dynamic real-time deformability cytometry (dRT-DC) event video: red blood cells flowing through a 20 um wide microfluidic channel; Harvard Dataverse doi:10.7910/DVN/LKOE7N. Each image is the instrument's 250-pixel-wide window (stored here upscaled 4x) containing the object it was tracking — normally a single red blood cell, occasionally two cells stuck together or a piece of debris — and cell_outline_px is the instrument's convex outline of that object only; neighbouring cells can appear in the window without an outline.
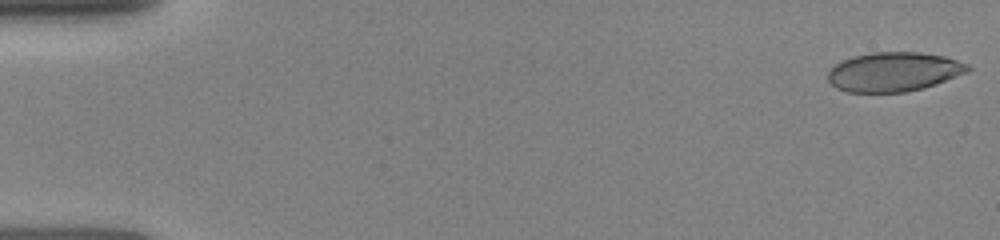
{"species": "human", "species_latin": "Homo sapiens", "temperature_condition": "room temperature", "stored_images_in_passage": 24, "camera_frame_rate_fps": 3000, "um_per_image_px": 0.085, "donor": {"sex": "female"}, "frame": {"image": 1, "passage_image": 1, "time_ms": 0.0, "image_size_px": [1000, 240], "cell_outline_px": [[972, 68], [968, 72], [936, 84], [924, 88], [908, 92], [848, 92], [836, 88], [828, 80], [828, 72], [840, 60], [852, 56], [872, 52], [920, 52], [944, 56], [968, 64]], "centroid_in_image_um": [75.98, 6.1], "position_along_channel_um": 9.0, "area_um2": 32.19}}
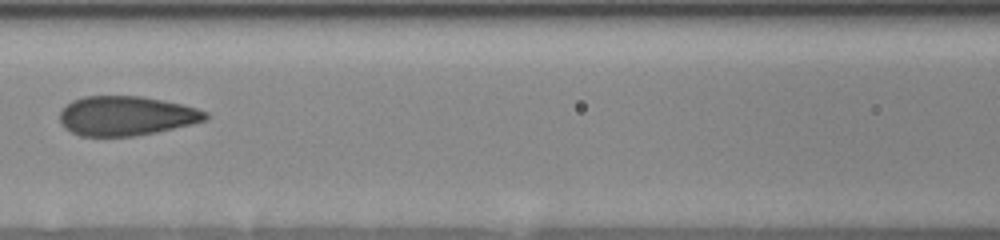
{"frame": {"image": 2, "passage_image": 12, "time_ms": 7.0, "image_size_px": [1000, 240], "cell_outline_px": [[208, 116], [204, 120], [192, 124], [156, 132], [132, 136], [80, 136], [64, 128], [60, 120], [60, 112], [72, 100], [84, 96], [140, 96], [180, 104], [196, 108], [208, 112]], "centroid_in_image_um": [10.7, 9.85], "position_along_channel_um": 155.9, "area_um2": 33.23}}
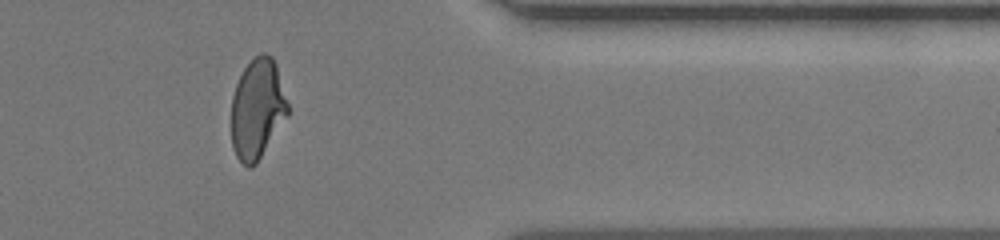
{"frame": {"image": 3, "passage_image": 21, "time_ms": 13.0, "image_size_px": [1000, 240], "cell_outline_px": [[288, 116], [256, 164], [252, 168], [248, 168], [236, 156], [232, 148], [232, 96], [236, 84], [244, 68], [260, 52], [264, 52], [272, 56], [276, 64], [288, 104]], "centroid_in_image_um": [21.88, 9.27], "position_along_channel_um": 389.5, "area_um2": 32.89}}